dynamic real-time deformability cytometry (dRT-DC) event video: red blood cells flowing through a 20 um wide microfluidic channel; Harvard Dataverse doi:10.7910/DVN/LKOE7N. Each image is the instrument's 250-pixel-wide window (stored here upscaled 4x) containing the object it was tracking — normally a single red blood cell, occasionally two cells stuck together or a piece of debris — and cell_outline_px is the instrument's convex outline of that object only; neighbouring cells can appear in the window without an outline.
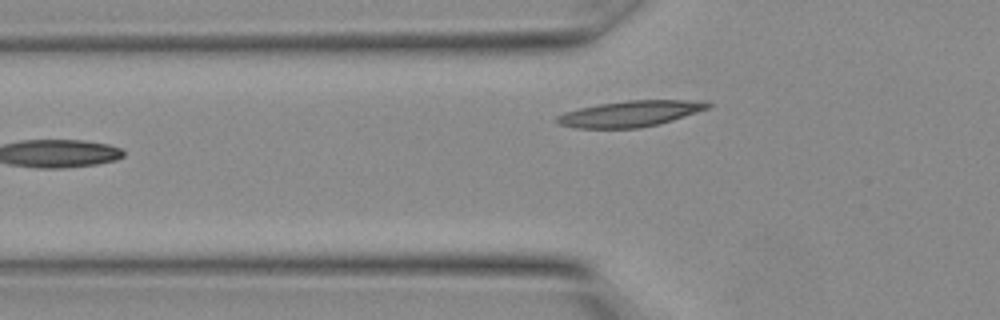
{"species": "Egyptian fruit bat (a non-hibernating species)", "species_latin": "Rousettus aegyptiacus", "temperature_condition": "warm", "stored_images_in_passage": 6, "camera_frame_rate_fps": 3000, "um_per_image_px": 0.085, "animal": {"sex": "female"}, "frame": {"image": 1, "passage_image": 6, "time_ms": 1.667, "image_size_px": [1000, 320], "cell_outline_px": [[712, 104], [708, 108], [660, 124], [640, 128], [572, 128], [560, 124], [556, 120], [556, 116], [564, 112], [580, 108], [600, 104], [628, 100], [708, 100]], "centroid_in_image_um": [53.59, 9.66], "position_along_channel_um": 72.2, "area_um2": 22.83}}